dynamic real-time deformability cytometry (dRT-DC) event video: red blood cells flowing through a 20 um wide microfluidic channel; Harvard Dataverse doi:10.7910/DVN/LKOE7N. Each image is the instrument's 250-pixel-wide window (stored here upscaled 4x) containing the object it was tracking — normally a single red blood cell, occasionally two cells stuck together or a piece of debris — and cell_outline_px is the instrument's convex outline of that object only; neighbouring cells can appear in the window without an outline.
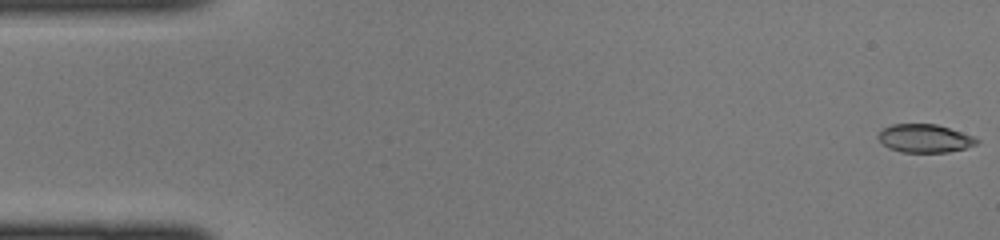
{"species": "common noctule bat (a hibernating species)", "species_latin": "Nyctalus noctula", "temperature_condition": "cold", "stored_images_in_passage": 44, "camera_frame_rate_fps": 3000, "um_per_image_px": 0.085, "animal": {"sex": "female", "body_mass_g": 22.0, "forearm_length_mm": 56.7}, "frame": {"image": 1, "passage_image": 1, "time_ms": 0.0, "image_size_px": [1000, 240], "cell_outline_px": [[980, 140], [976, 144], [964, 148], [948, 152], [900, 152], [888, 148], [876, 136], [884, 128], [892, 124], [936, 124], [972, 136]], "centroid_in_image_um": [78.57, 11.76], "position_along_channel_um": 6.4, "area_um2": 16.01}}
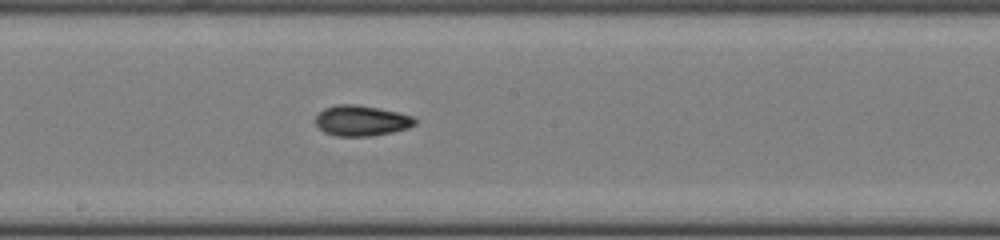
{"frame": {"image": 2, "passage_image": 24, "time_ms": 7.667, "image_size_px": [1000, 240], "cell_outline_px": [[416, 124], [408, 128], [392, 132], [372, 136], [336, 136], [324, 132], [316, 124], [316, 116], [324, 108], [336, 104], [356, 104], [380, 108], [412, 116], [416, 120]], "centroid_in_image_um": [30.72, 10.25], "position_along_channel_um": 217.5, "area_um2": 17.69}}
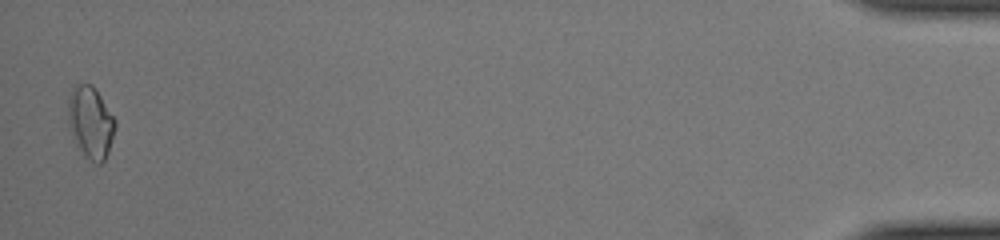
{"frame": {"image": 3, "passage_image": 44, "time_ms": 14.333, "image_size_px": [1000, 240], "cell_outline_px": [[116, 128], [108, 152], [104, 160], [100, 164], [96, 164], [76, 144], [72, 132], [68, 116], [68, 100], [76, 84], [92, 84], [96, 88], [116, 120]], "centroid_in_image_um": [7.74, 10.36], "position_along_channel_um": 427.5, "area_um2": 19.31}}